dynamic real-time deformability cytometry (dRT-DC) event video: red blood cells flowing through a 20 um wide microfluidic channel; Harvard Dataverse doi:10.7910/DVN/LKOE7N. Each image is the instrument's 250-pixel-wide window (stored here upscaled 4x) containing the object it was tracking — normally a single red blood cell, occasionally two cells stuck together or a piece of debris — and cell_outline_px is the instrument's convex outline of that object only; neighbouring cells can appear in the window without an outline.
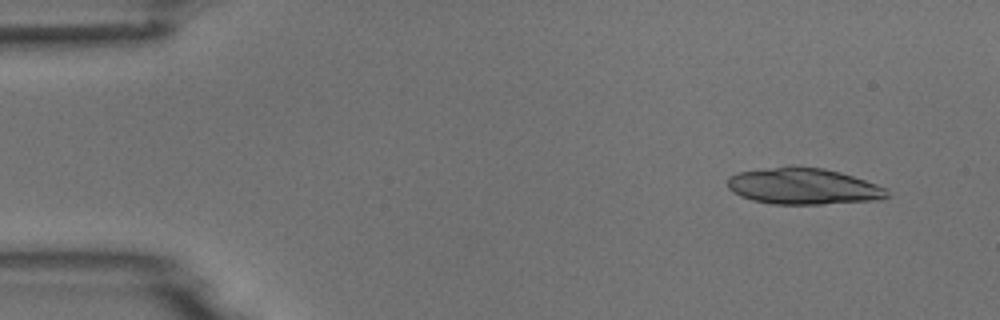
{"species": "common noctule bat (a hibernating species)", "species_latin": "Nyctalus noctula", "temperature_condition": "room temperature", "stored_images_in_passage": 4, "camera_frame_rate_fps": 3000, "um_per_image_px": 0.085, "animal": {"sex": "male", "body_mass_g": 18.8}, "frame": {"image": 1, "passage_image": 1, "time_ms": 0.0, "image_size_px": [1000, 320], "cell_outline_px": [[888, 196], [880, 200], [824, 204], [772, 204], [752, 200], [740, 196], [732, 192], [728, 188], [728, 176], [736, 172], [772, 168], [824, 168], [840, 172], [876, 184], [884, 188], [888, 192]], "centroid_in_image_um": [68.27, 15.86], "position_along_channel_um": 16.7, "area_um2": 33.29}}